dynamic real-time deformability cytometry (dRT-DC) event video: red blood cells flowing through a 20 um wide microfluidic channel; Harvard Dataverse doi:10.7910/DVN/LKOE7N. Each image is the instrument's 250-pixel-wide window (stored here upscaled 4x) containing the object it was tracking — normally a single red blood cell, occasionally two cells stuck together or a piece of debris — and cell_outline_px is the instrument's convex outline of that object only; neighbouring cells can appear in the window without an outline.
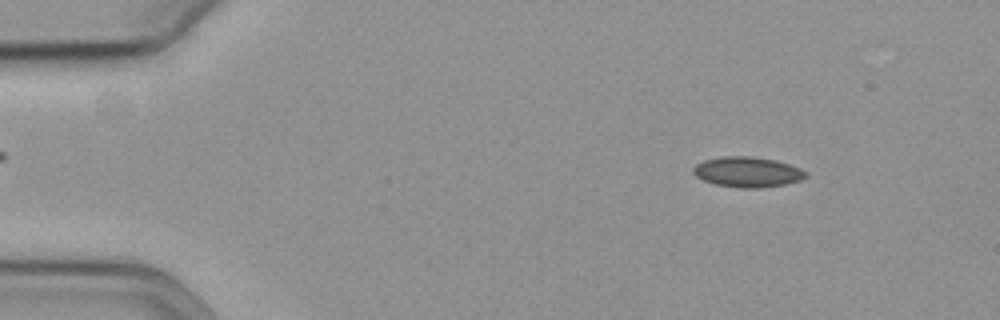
{"species": "common noctule bat (a hibernating species)", "species_latin": "Nyctalus noctula", "temperature_condition": "cold", "stored_images_in_passage": 49, "camera_frame_rate_fps": 3000, "um_per_image_px": 0.085, "animal": {"sex": "female", "body_mass_g": 19.3, "forearm_length_mm": 54.1}, "frame": {"image": 1, "passage_image": 7, "time_ms": 2.0, "image_size_px": [1000, 320], "cell_outline_px": [[808, 176], [800, 180], [784, 184], [760, 188], [740, 188], [716, 184], [704, 180], [696, 176], [692, 172], [692, 168], [696, 164], [704, 160], [720, 156], [752, 156], [776, 160], [800, 168], [808, 172]], "centroid_in_image_um": [63.53, 14.61], "position_along_channel_um": 21.5, "area_um2": 19.94}}
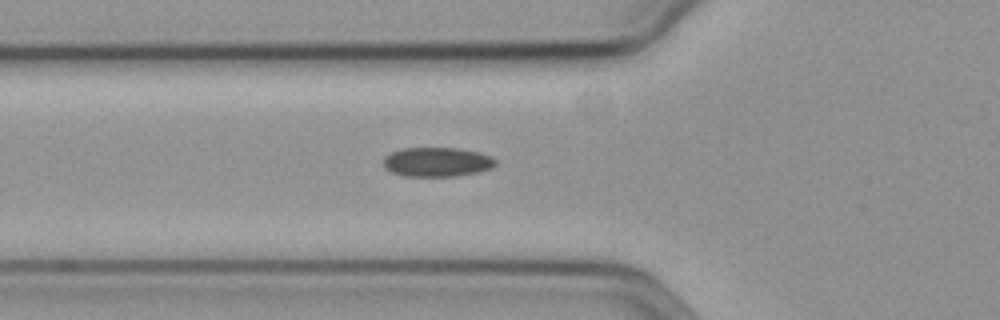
{"frame": {"image": 2, "passage_image": 20, "time_ms": 6.333, "image_size_px": [1000, 320], "cell_outline_px": [[496, 164], [492, 168], [480, 172], [456, 176], [404, 176], [392, 172], [384, 168], [384, 156], [392, 152], [404, 148], [460, 148], [480, 152], [492, 156], [496, 160]], "centroid_in_image_um": [37.19, 13.77], "position_along_channel_um": 88.6, "area_um2": 19.36}}
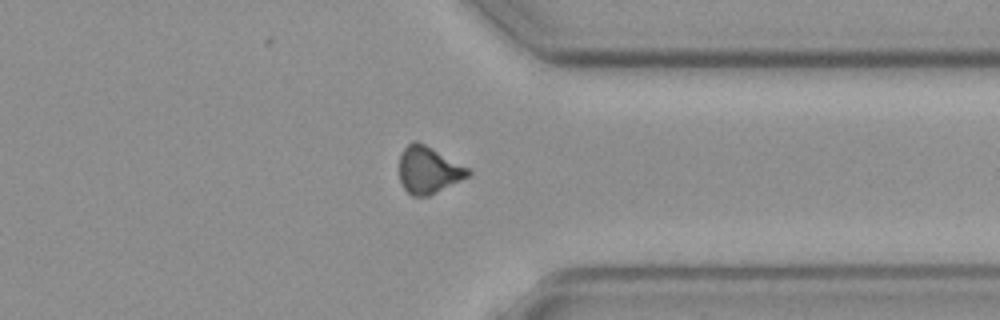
{"frame": {"image": 3, "passage_image": 44, "time_ms": 14.333, "image_size_px": [1000, 320], "cell_outline_px": [[472, 172], [468, 176], [428, 196], [412, 196], [404, 188], [400, 180], [400, 152], [412, 140], [416, 140], [432, 148], [468, 168]], "centroid_in_image_um": [36.39, 14.44], "position_along_channel_um": 375.0, "area_um2": 18.5}}